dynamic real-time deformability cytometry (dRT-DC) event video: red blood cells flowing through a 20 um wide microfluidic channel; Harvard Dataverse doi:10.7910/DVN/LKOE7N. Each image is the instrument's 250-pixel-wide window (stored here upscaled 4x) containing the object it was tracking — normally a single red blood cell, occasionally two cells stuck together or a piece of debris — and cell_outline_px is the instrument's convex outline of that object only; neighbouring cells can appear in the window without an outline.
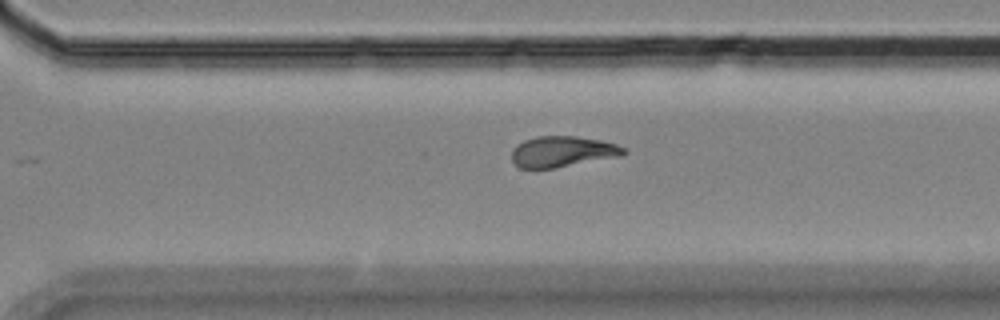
{"species": "Egyptian fruit bat (a non-hibernating species)", "species_latin": "Rousettus aegyptiacus", "temperature_condition": "room temperature", "stored_images_in_passage": 16, "camera_frame_rate_fps": 3000, "um_per_image_px": 0.085, "animal": {"sex": "female"}, "frame": {"image": 1, "passage_image": 12, "time_ms": 14.0, "image_size_px": [1000, 320], "cell_outline_px": [[628, 152], [620, 156], [552, 168], [520, 168], [512, 160], [512, 148], [516, 144], [524, 140], [536, 136], [576, 136], [600, 140], [616, 144], [624, 148]], "centroid_in_image_um": [47.78, 12.87], "position_along_channel_um": 322.8, "area_um2": 20.0}}
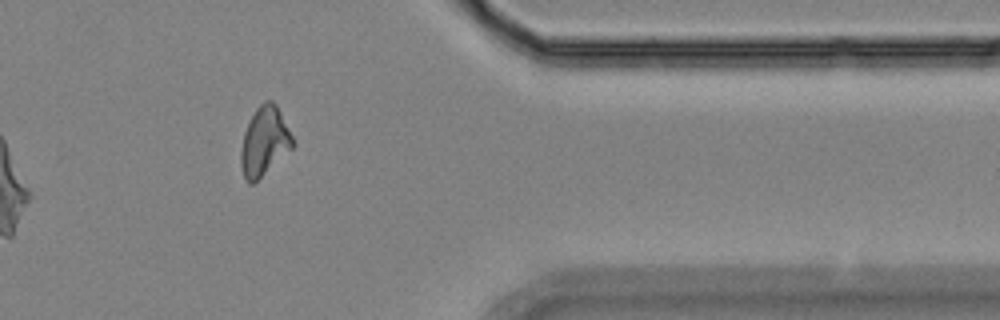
{"frame": {"image": 2, "passage_image": 14, "time_ms": 16.333, "image_size_px": [1000, 320], "cell_outline_px": [[296, 144], [292, 148], [252, 184], [248, 184], [244, 176], [240, 164], [240, 152], [244, 132], [256, 108], [264, 100], [272, 100], [276, 104]], "centroid_in_image_um": [22.46, 12.01], "position_along_channel_um": 388.9, "area_um2": 20.46}}